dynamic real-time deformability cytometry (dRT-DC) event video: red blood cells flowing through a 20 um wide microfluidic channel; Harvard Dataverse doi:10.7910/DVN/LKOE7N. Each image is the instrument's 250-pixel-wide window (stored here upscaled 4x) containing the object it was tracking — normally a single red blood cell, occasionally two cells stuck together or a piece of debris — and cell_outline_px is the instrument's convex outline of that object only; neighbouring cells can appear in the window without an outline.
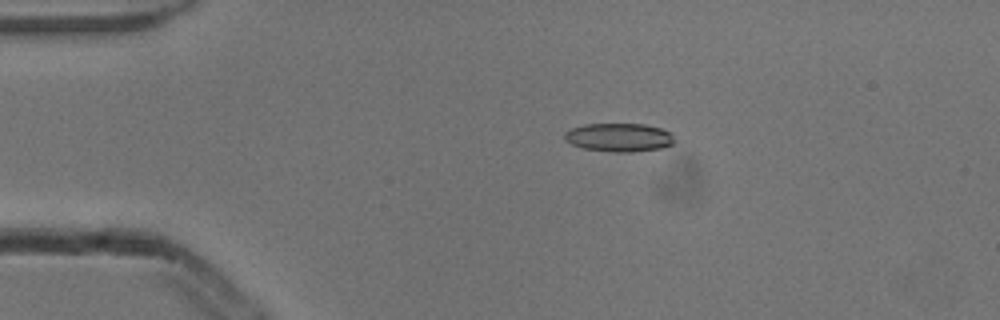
{"species": "common noctule bat (a hibernating species)", "species_latin": "Nyctalus noctula", "temperature_condition": "cold", "stored_images_in_passage": 6, "camera_frame_rate_fps": 3000, "um_per_image_px": 0.085, "animal": {"sex": "male", "body_mass_g": 13.3}, "frame": {"image": 1, "passage_image": 3, "time_ms": 0.667, "image_size_px": [1000, 320], "cell_outline_px": [[672, 144], [660, 148], [632, 152], [612, 152], [584, 148], [572, 144], [564, 140], [564, 132], [572, 128], [584, 124], [644, 124], [660, 128], [672, 132]], "centroid_in_image_um": [52.59, 11.67], "position_along_channel_um": 32.4, "area_um2": 18.15}}
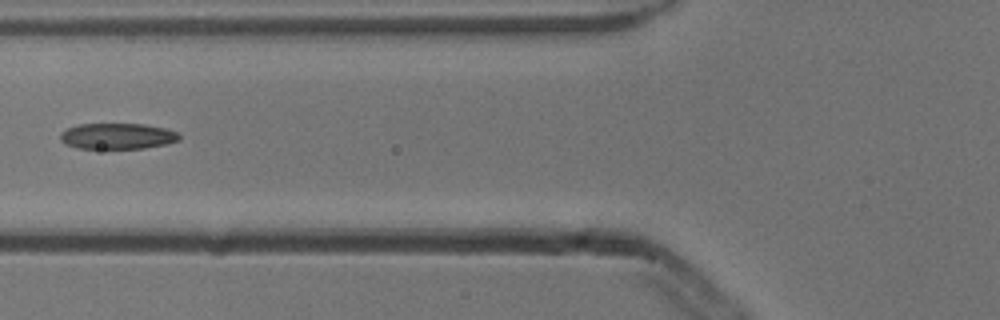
{"frame": {"image": 2, "passage_image": 5, "time_ms": 1.333, "image_size_px": [1000, 320], "cell_outline_px": [[180, 140], [164, 144], [144, 148], [76, 148], [64, 144], [60, 140], [60, 132], [68, 128], [80, 124], [144, 124], [168, 128], [176, 132], [180, 136]], "centroid_in_image_um": [9.97, 11.57], "position_along_channel_um": 115.8, "area_um2": 17.98}}
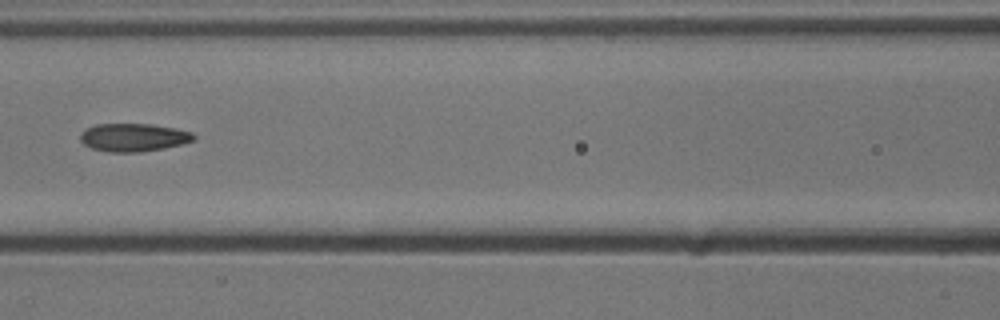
{"frame": {"image": 3, "passage_image": 6, "time_ms": 1.667, "image_size_px": [1000, 320], "cell_outline_px": [[196, 140], [164, 148], [140, 152], [108, 152], [92, 148], [84, 144], [80, 140], [80, 132], [84, 128], [96, 124], [152, 124], [176, 128], [192, 132], [196, 136]], "centroid_in_image_um": [11.34, 11.67], "position_along_channel_um": 155.3, "area_um2": 18.73}}